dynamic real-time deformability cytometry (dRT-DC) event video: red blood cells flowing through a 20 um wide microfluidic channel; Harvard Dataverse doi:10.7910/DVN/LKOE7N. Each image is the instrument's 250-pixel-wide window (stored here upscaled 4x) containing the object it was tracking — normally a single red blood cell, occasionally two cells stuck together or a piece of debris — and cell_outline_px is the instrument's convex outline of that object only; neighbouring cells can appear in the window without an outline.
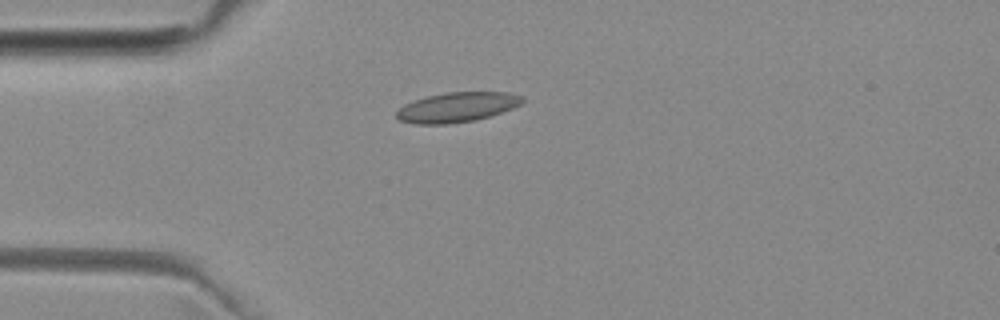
{"species": "common noctule bat (a hibernating species)", "species_latin": "Nyctalus noctula", "temperature_condition": "room temperature", "stored_images_in_passage": 40, "camera_frame_rate_fps": 3000, "um_per_image_px": 0.085, "animal": {"sex": "female", "body_mass_g": 29.2, "forearm_length_mm": 56.3}, "frame": {"image": 1, "passage_image": 1, "time_ms": 0.0, "image_size_px": [1000, 320], "cell_outline_px": [[524, 100], [520, 104], [512, 108], [476, 120], [448, 124], [416, 124], [400, 120], [396, 116], [396, 112], [404, 104], [428, 96], [444, 92], [508, 92], [524, 96]], "centroid_in_image_um": [38.85, 9.11], "position_along_channel_um": 46.1, "area_um2": 21.73}}
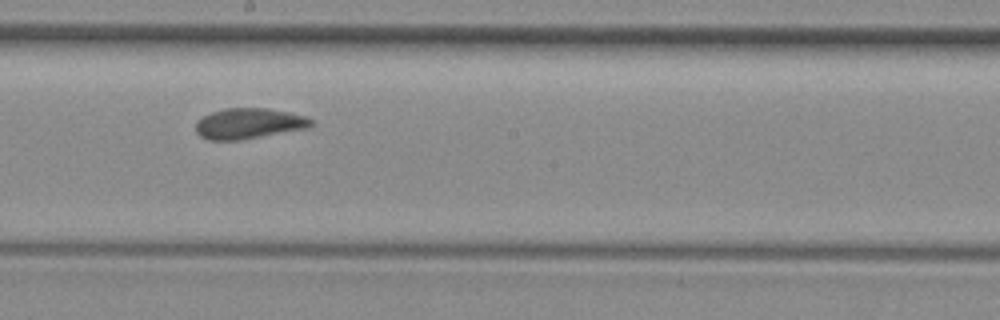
{"frame": {"image": 2, "passage_image": 16, "time_ms": 5.0, "image_size_px": [1000, 320], "cell_outline_px": [[312, 124], [308, 128], [240, 140], [208, 140], [200, 136], [196, 132], [196, 124], [204, 116], [212, 112], [224, 108], [268, 108], [308, 116], [312, 120]], "centroid_in_image_um": [21.17, 10.5], "position_along_channel_um": 227.0, "area_um2": 20.52}}
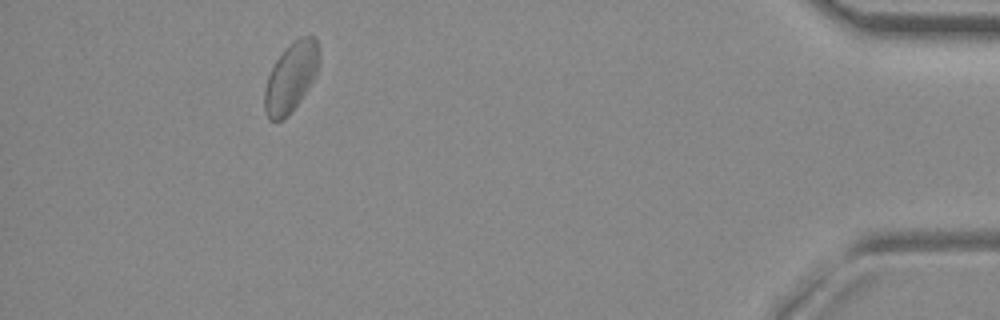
{"frame": {"image": 3, "passage_image": 35, "time_ms": 11.333, "image_size_px": [1000, 320], "cell_outline_px": [[320, 60], [316, 76], [300, 100], [288, 116], [284, 120], [268, 120], [264, 108], [264, 88], [268, 76], [276, 60], [284, 48], [300, 36], [316, 36], [320, 48]], "centroid_in_image_um": [24.75, 6.54], "position_along_channel_um": 410.4, "area_um2": 22.43}, "authors_computed_cell_mechanics": {"area_um2": 20.8369, "velocity_mm_per_s": 3.9333, "shape_relaxation_time_tau1_ms": null, "shape_relaxation_time_tau2_ms": 1.506, "deformation_change_tau1": null, "deformation_change_tau2": 0.0565}}